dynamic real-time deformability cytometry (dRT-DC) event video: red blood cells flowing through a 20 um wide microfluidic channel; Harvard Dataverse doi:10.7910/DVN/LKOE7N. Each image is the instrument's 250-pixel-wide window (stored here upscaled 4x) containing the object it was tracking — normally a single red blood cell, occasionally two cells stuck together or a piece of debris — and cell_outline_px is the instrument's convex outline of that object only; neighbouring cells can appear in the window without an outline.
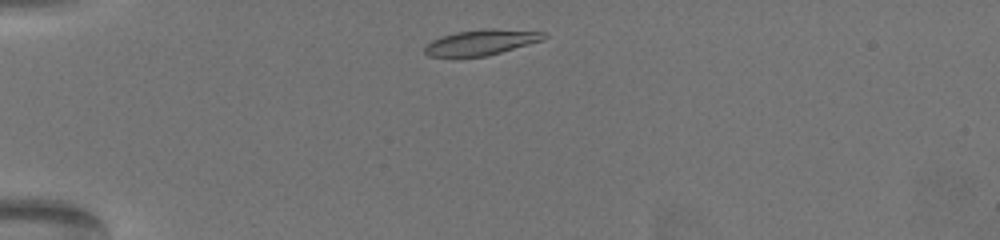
{"species": "common noctule bat (a hibernating species)", "species_latin": "Nyctalus noctula", "temperature_condition": "warm", "stored_images_in_passage": 42, "camera_frame_rate_fps": 3000, "um_per_image_px": 0.085, "animal": {"sex": "female", "body_mass_g": 19.5, "forearm_length_mm": 54.1}, "frame": {"image": 1, "passage_image": 3, "time_ms": 0.667, "image_size_px": [1000, 240], "cell_outline_px": [[548, 36], [544, 40], [488, 56], [428, 56], [424, 52], [424, 48], [432, 40], [440, 36], [456, 32], [484, 28], [488, 28], [544, 32]], "centroid_in_image_um": [40.93, 3.59], "position_along_channel_um": 44.1, "area_um2": 17.69}}
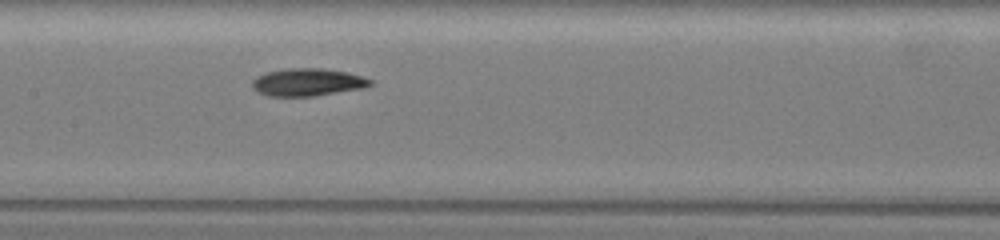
{"frame": {"image": 2, "passage_image": 19, "time_ms": 6.0, "image_size_px": [1000, 240], "cell_outline_px": [[372, 84], [364, 88], [312, 96], [268, 96], [252, 88], [252, 80], [256, 76], [268, 72], [284, 68], [320, 68], [348, 72], [372, 80]], "centroid_in_image_um": [26.13, 6.98], "position_along_channel_um": 181.3, "area_um2": 18.9}}
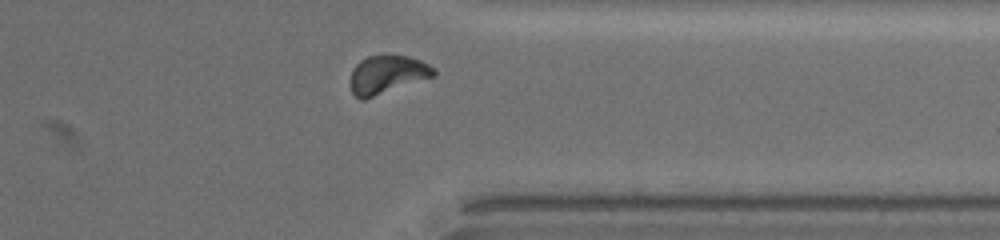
{"frame": {"image": 3, "passage_image": 37, "time_ms": 12.0, "image_size_px": [1000, 240], "cell_outline_px": [[436, 72], [432, 76], [364, 100], [360, 100], [352, 92], [348, 84], [352, 72], [356, 64], [360, 60], [368, 56], [408, 56], [420, 60], [436, 68]], "centroid_in_image_um": [32.86, 6.35], "position_along_channel_um": 378.5, "area_um2": 18.38}, "authors_computed_cell_mechanics": {"area_um2": 18.2359, "velocity_mm_per_s": 3.3194, "shape_relaxation_time_tau1_ms": 6.1045, "shape_relaxation_time_tau2_ms": 2.959, "deformation_change_tau1": 0.164, "deformation_change_tau2": 0.0644}}